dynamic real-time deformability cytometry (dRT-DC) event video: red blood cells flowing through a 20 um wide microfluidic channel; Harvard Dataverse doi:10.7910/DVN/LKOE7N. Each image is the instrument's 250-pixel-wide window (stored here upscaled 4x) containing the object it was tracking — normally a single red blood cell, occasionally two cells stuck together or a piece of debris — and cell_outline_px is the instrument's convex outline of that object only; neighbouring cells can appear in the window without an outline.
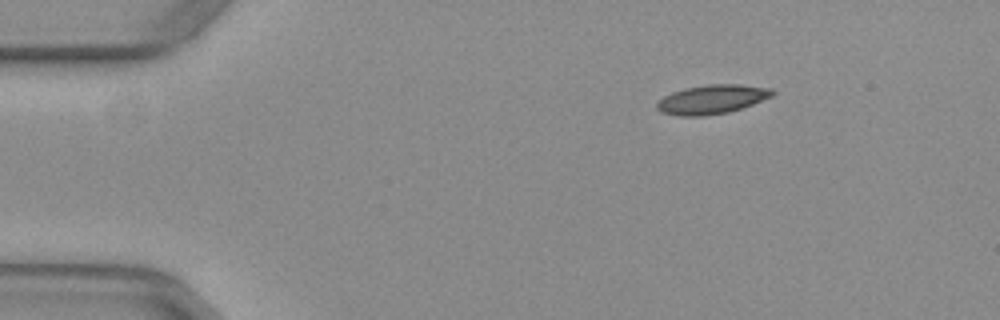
{"species": "common noctule bat (a hibernating species)", "species_latin": "Nyctalus noctula", "temperature_condition": "warm", "stored_images_in_passage": 46, "camera_frame_rate_fps": 3000, "um_per_image_px": 0.085, "animal": {"sex": "female", "body_mass_g": 29.2, "forearm_length_mm": 56.3}, "frame": {"image": 1, "passage_image": 1, "time_ms": 0.0, "image_size_px": [1000, 320], "cell_outline_px": [[776, 92], [772, 96], [752, 104], [728, 112], [704, 116], [680, 116], [660, 112], [656, 108], [656, 104], [664, 96], [672, 92], [684, 88], [708, 84], [740, 84], [772, 88]], "centroid_in_image_um": [60.51, 8.44], "position_along_channel_um": 24.5, "area_um2": 19.59}}
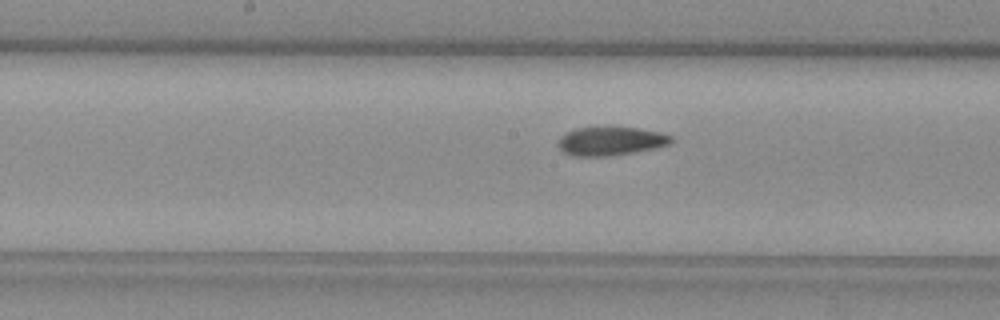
{"frame": {"image": 2, "passage_image": 20, "time_ms": 6.333, "image_size_px": [1000, 320], "cell_outline_px": [[672, 140], [668, 144], [656, 148], [632, 152], [604, 156], [572, 156], [564, 152], [556, 144], [560, 136], [564, 132], [576, 128], [636, 128], [660, 132], [672, 136]], "centroid_in_image_um": [51.85, 12.0], "position_along_channel_um": 196.3, "area_um2": 18.61}}
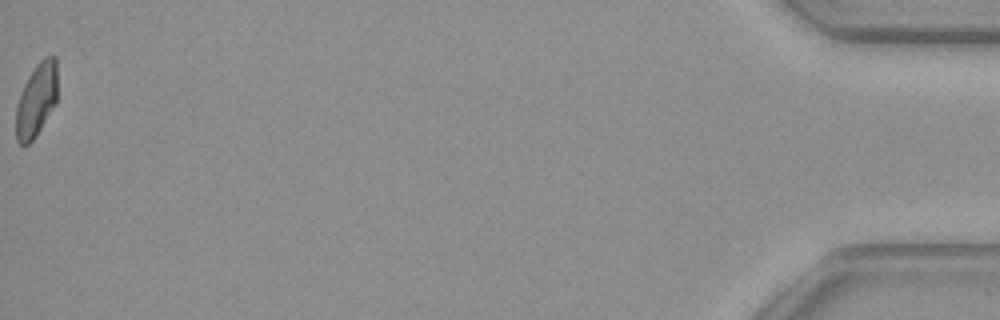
{"frame": {"image": 3, "passage_image": 46, "time_ms": 15.0, "image_size_px": [1000, 320], "cell_outline_px": [[56, 104], [32, 140], [28, 144], [20, 144], [16, 140], [16, 108], [20, 92], [28, 76], [36, 64], [44, 56], [52, 52], [56, 56]], "centroid_in_image_um": [3.09, 8.43], "position_along_channel_um": 432.1, "area_um2": 17.74}, "authors_computed_cell_mechanics": {"area_um2": 19.1318, "velocity_mm_per_s": 3.9389, "shape_relaxation_time_tau1_ms": 6.0586, "shape_relaxation_time_tau2_ms": 2.5391, "deformation_change_tau1": 0.1649, "deformation_change_tau2": 0.0921}}